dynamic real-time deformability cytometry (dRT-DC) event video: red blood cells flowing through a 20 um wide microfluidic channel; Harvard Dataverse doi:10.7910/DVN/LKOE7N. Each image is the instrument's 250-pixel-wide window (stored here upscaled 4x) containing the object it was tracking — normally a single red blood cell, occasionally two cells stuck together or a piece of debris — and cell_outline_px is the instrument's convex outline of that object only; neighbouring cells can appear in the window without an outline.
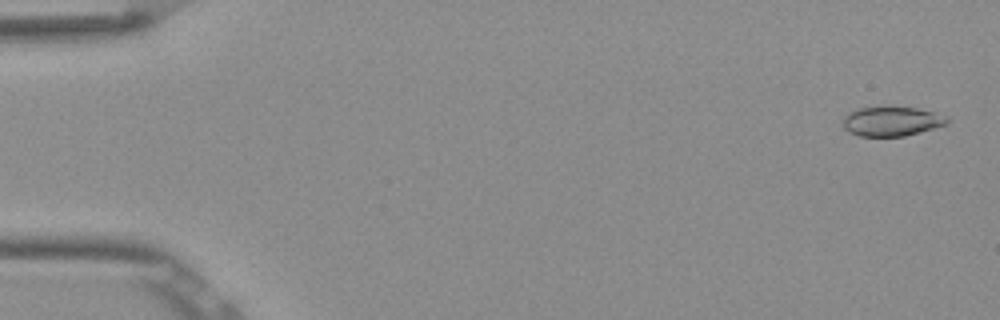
{"species": "Egyptian fruit bat (a non-hibernating species)", "species_latin": "Rousettus aegyptiacus", "temperature_condition": "room temperature", "stored_images_in_passage": 15, "camera_frame_rate_fps": 3000, "um_per_image_px": 0.085, "frame": {"image": 1, "passage_image": 2, "time_ms": 0.333, "image_size_px": [1000, 320], "cell_outline_px": [[948, 124], [920, 132], [904, 136], [860, 136], [848, 132], [844, 128], [844, 116], [848, 112], [860, 108], [888, 104], [916, 108], [948, 116]], "centroid_in_image_um": [75.78, 10.28], "position_along_channel_um": 9.2, "area_um2": 18.38}}
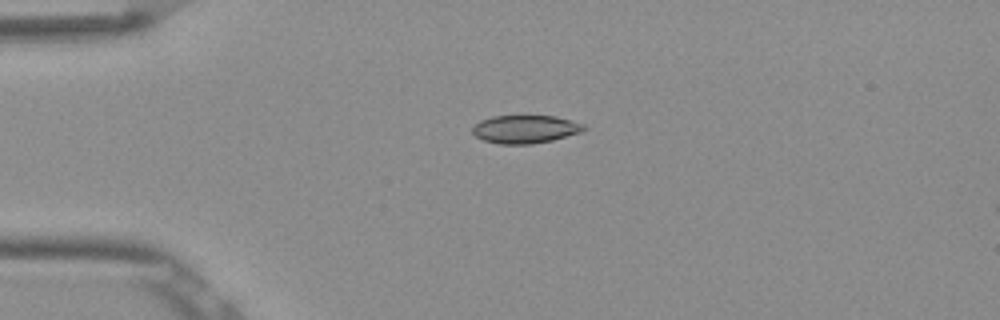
{"frame": {"image": 2, "passage_image": 13, "time_ms": 4.0, "image_size_px": [1000, 320], "cell_outline_px": [[588, 128], [580, 132], [552, 140], [532, 144], [500, 144], [484, 140], [476, 136], [472, 132], [472, 128], [480, 120], [492, 116], [556, 116], [584, 124]], "centroid_in_image_um": [44.65, 10.98], "position_along_channel_um": 40.4, "area_um2": 18.15}}